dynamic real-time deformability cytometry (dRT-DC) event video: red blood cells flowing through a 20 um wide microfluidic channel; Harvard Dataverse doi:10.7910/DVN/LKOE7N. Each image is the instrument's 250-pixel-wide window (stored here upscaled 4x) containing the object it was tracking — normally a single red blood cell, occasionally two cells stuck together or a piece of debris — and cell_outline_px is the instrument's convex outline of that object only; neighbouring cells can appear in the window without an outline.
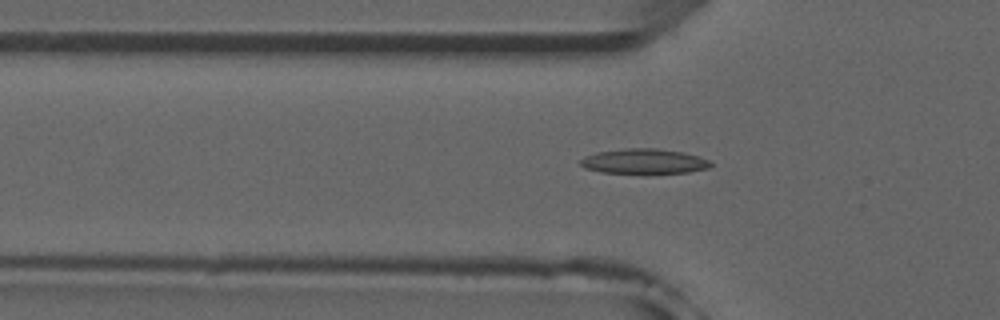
{"species": "common noctule bat (a hibernating species)", "species_latin": "Nyctalus noctula", "temperature_condition": "room temperature", "stored_images_in_passage": 37, "camera_frame_rate_fps": 3000, "um_per_image_px": 0.085, "animal": {"sex": "male", "forearm_length_mm": 52.5}, "frame": {"image": 1, "passage_image": 3, "time_ms": 0.667, "image_size_px": [1000, 320], "cell_outline_px": [[712, 164], [708, 168], [688, 172], [604, 172], [584, 168], [580, 164], [580, 160], [584, 156], [596, 152], [624, 148], [656, 148], [680, 152], [696, 156], [708, 160]], "centroid_in_image_um": [54.68, 13.69], "position_along_channel_um": 71.1, "area_um2": 18.44}}
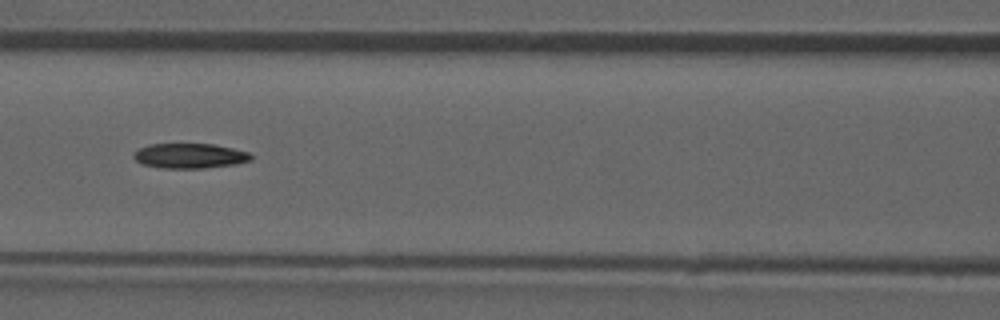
{"frame": {"image": 2, "passage_image": 9, "time_ms": 2.667, "image_size_px": [1000, 320], "cell_outline_px": [[252, 160], [236, 164], [204, 168], [160, 168], [144, 164], [136, 160], [132, 156], [132, 152], [148, 144], [216, 144], [248, 152], [252, 156]], "centroid_in_image_um": [16.12, 13.24], "position_along_channel_um": 150.5, "area_um2": 17.11}}
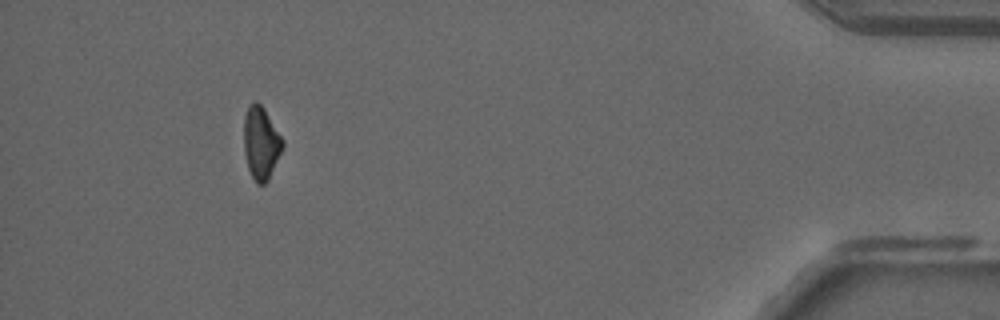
{"frame": {"image": 3, "passage_image": 34, "time_ms": 11.0, "image_size_px": [1000, 320], "cell_outline_px": [[284, 144], [268, 180], [264, 184], [256, 184], [248, 168], [244, 152], [244, 116], [248, 108], [256, 100], [264, 108], [284, 140]], "centroid_in_image_um": [22.18, 12.15], "position_along_channel_um": 413.0, "area_um2": 16.24}}